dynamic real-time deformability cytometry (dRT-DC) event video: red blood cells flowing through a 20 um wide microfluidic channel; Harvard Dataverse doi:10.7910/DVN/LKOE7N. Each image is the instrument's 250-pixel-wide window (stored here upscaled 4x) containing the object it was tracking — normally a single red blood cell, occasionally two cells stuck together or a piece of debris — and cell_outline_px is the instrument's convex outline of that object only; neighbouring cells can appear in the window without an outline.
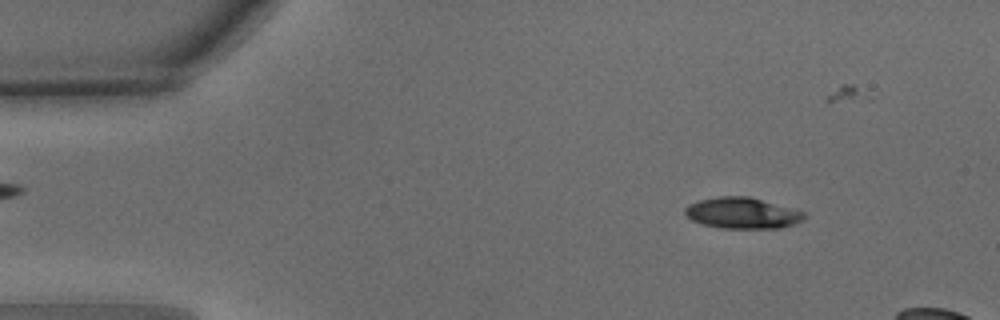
{"species": "common noctule bat (a hibernating species)", "species_latin": "Nyctalus noctula", "temperature_condition": "warm", "stored_images_in_passage": 10, "camera_frame_rate_fps": 3000, "um_per_image_px": 0.085, "animal": {"sex": "male", "body_mass_g": 15.6}, "frame": {"image": 1, "passage_image": 2, "time_ms": 0.333, "image_size_px": [1000, 320], "cell_outline_px": [[808, 216], [804, 220], [780, 228], [720, 228], [704, 224], [692, 220], [684, 212], [684, 208], [688, 204], [700, 200], [716, 196], [748, 196], [804, 212]], "centroid_in_image_um": [63.08, 18.11], "position_along_channel_um": 21.9, "area_um2": 21.44}}